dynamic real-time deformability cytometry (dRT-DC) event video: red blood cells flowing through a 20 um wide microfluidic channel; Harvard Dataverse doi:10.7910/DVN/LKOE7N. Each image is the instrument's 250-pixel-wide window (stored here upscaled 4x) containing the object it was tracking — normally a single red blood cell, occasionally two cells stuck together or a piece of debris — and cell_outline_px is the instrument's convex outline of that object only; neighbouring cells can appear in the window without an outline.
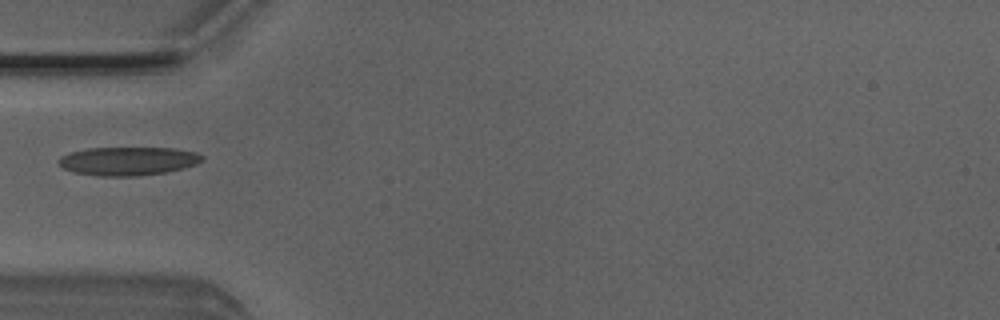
{"species": "Egyptian fruit bat (a non-hibernating species)", "species_latin": "Rousettus aegyptiacus", "temperature_condition": "room temperature", "stored_images_in_passage": 5, "camera_frame_rate_fps": 3000, "um_per_image_px": 0.085, "animal": {"sex": "male"}, "frame": {"image": 1, "passage_image": 4, "time_ms": 1.0, "image_size_px": [1000, 320], "cell_outline_px": [[204, 160], [196, 164], [184, 168], [164, 172], [140, 176], [96, 176], [76, 172], [64, 168], [56, 160], [60, 156], [68, 152], [88, 148], [176, 148], [196, 152], [204, 156]], "centroid_in_image_um": [10.89, 13.68], "position_along_channel_um": 74.1, "area_um2": 23.99}}